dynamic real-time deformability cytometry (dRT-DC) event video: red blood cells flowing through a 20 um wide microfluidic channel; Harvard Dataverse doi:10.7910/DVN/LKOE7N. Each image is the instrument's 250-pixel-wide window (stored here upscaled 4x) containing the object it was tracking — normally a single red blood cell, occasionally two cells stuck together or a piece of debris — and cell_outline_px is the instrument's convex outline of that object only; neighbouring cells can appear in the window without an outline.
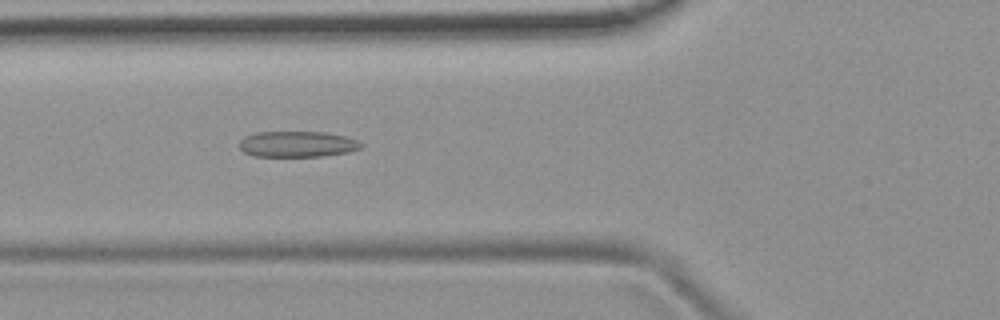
{"species": "common noctule bat (a hibernating species)", "species_latin": "Nyctalus noctula", "temperature_condition": "room temperature", "stored_images_in_passage": 8, "camera_frame_rate_fps": 3000, "um_per_image_px": 0.085, "animal": {"sex": "female", "body_mass_g": 19.9}, "frame": {"image": 1, "passage_image": 6, "time_ms": 5.0, "image_size_px": [1000, 320], "cell_outline_px": [[364, 144], [360, 148], [348, 152], [320, 156], [252, 156], [244, 152], [240, 148], [240, 140], [244, 136], [256, 132], [324, 132], [344, 136], [356, 140]], "centroid_in_image_um": [25.24, 12.25], "position_along_channel_um": 100.6, "area_um2": 18.26}}
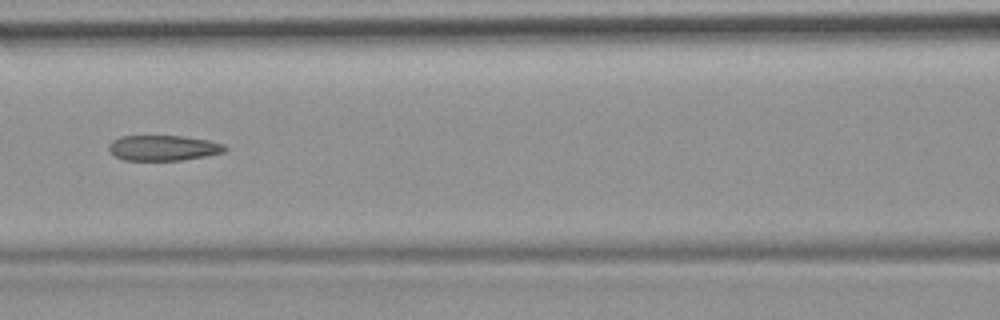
{"frame": {"image": 2, "passage_image": 7, "time_ms": 6.333, "image_size_px": [1000, 320], "cell_outline_px": [[228, 148], [224, 152], [204, 156], [180, 160], [124, 160], [116, 156], [108, 148], [108, 144], [112, 140], [120, 136], [180, 136], [208, 140], [224, 144]], "centroid_in_image_um": [13.87, 12.57], "position_along_channel_um": 152.7, "area_um2": 17.05}}
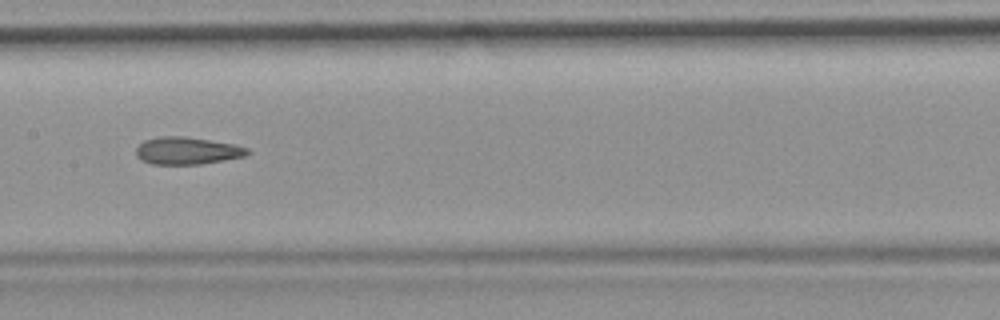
{"frame": {"image": 3, "passage_image": 8, "time_ms": 7.333, "image_size_px": [1000, 320], "cell_outline_px": [[252, 152], [244, 156], [224, 160], [200, 164], [152, 164], [140, 160], [136, 156], [136, 148], [144, 140], [160, 136], [184, 136], [236, 144], [248, 148]], "centroid_in_image_um": [15.91, 12.81], "position_along_channel_um": 191.5, "area_um2": 17.86}}